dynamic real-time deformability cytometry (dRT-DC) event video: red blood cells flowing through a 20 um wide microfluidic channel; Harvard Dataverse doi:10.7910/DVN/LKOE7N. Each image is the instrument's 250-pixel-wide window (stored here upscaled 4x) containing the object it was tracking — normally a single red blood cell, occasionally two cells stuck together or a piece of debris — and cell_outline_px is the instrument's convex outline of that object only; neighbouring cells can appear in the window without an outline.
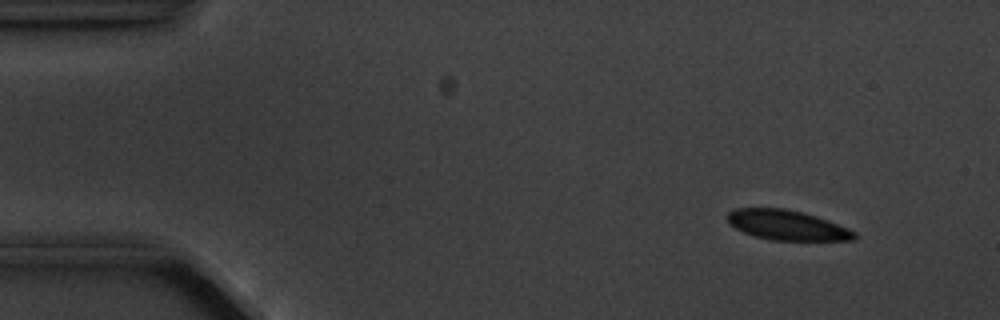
{"species": "common noctule bat (a hibernating species)", "species_latin": "Nyctalus noctula", "temperature_condition": "cold", "stored_images_in_passage": 5, "camera_frame_rate_fps": 3000, "um_per_image_px": 0.085, "animal": {"sex": "male", "body_mass_g": 20.1, "forearm_length_mm": 53.5}, "frame": {"image": 1, "passage_image": 2, "time_ms": 1.333, "image_size_px": [1000, 320], "cell_outline_px": [[856, 236], [852, 240], [772, 240], [756, 236], [744, 232], [728, 224], [724, 216], [728, 212], [736, 208], [784, 208], [816, 216], [828, 220], [848, 228], [856, 232]], "centroid_in_image_um": [66.85, 19.13], "position_along_channel_um": 18.2, "area_um2": 22.08}}
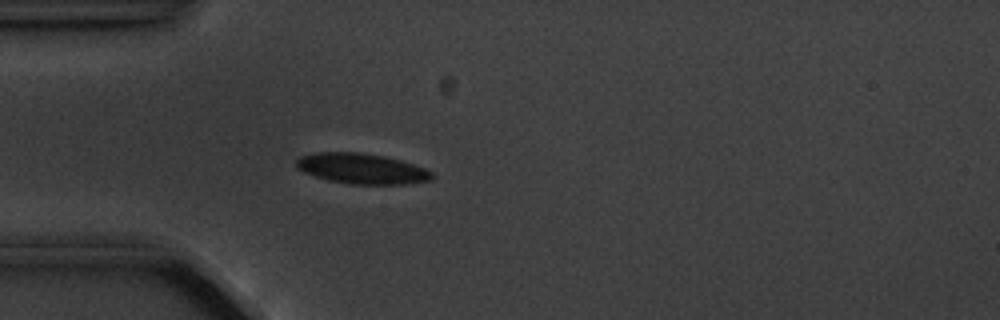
{"frame": {"image": 2, "passage_image": 5, "time_ms": 4.667, "image_size_px": [1000, 320], "cell_outline_px": [[432, 180], [408, 184], [348, 184], [328, 180], [304, 172], [296, 168], [296, 160], [300, 156], [316, 152], [356, 152], [384, 156], [400, 160], [424, 168], [432, 172]], "centroid_in_image_um": [30.73, 14.33], "position_along_channel_um": 54.3, "area_um2": 23.99}}